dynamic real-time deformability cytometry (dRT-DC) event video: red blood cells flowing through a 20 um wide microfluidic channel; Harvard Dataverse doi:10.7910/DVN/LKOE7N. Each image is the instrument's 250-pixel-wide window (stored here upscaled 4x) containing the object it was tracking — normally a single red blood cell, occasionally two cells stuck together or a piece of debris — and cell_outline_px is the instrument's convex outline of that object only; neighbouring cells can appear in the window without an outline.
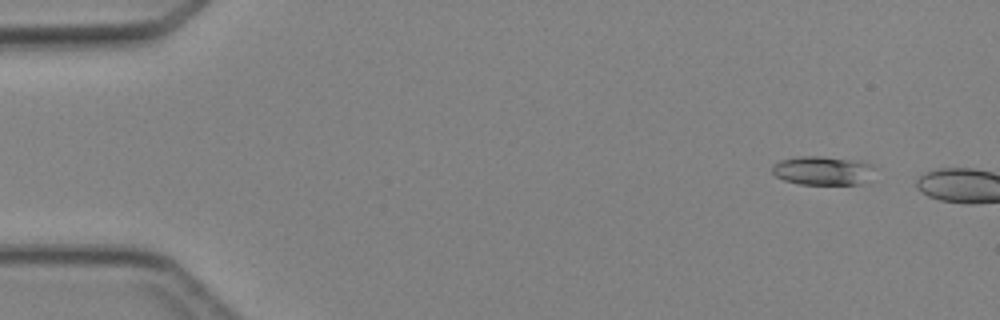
{"species": "Egyptian fruit bat (a non-hibernating species)", "species_latin": "Rousettus aegyptiacus", "temperature_condition": "cold", "stored_images_in_passage": 7, "camera_frame_rate_fps": 3000, "um_per_image_px": 0.085, "animal": {"sex": "female"}, "frame": {"image": 1, "passage_image": 2, "time_ms": 1.0, "image_size_px": [1000, 320], "cell_outline_px": [[880, 168], [860, 184], [800, 184], [784, 180], [776, 176], [772, 172], [772, 164], [780, 160], [800, 156], [820, 156], [860, 160], [872, 164]], "centroid_in_image_um": [69.98, 14.48], "position_along_channel_um": 15.0, "area_um2": 17.51}}
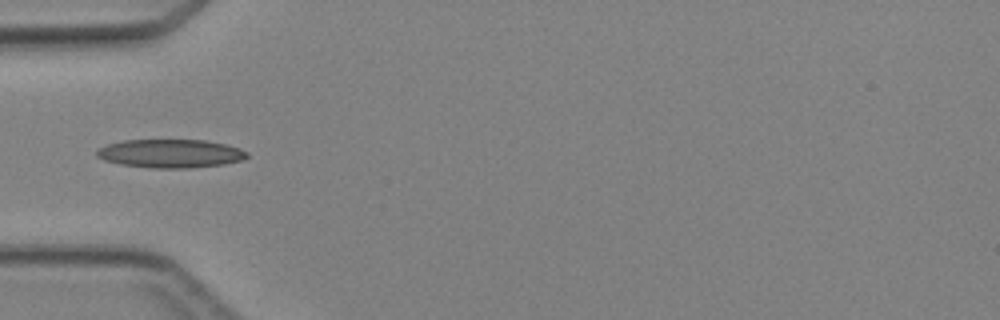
{"frame": {"image": 2, "passage_image": 6, "time_ms": 6.667, "image_size_px": [1000, 320], "cell_outline_px": [[248, 156], [244, 160], [224, 164], [192, 168], [152, 168], [120, 164], [104, 160], [96, 156], [96, 152], [100, 148], [108, 144], [124, 140], [204, 140], [224, 144], [240, 148], [248, 152]], "centroid_in_image_um": [14.52, 13.05], "position_along_channel_um": 70.5, "area_um2": 24.97}}
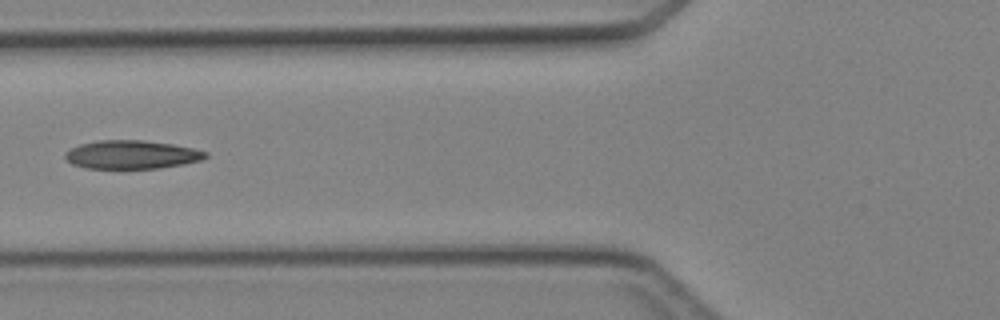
{"frame": {"image": 3, "passage_image": 7, "time_ms": 7.667, "image_size_px": [1000, 320], "cell_outline_px": [[208, 156], [200, 160], [184, 164], [160, 168], [88, 168], [72, 164], [64, 156], [64, 152], [80, 144], [96, 140], [144, 140], [172, 144], [192, 148], [208, 152]], "centroid_in_image_um": [11.19, 13.13], "position_along_channel_um": 114.6, "area_um2": 23.24}}